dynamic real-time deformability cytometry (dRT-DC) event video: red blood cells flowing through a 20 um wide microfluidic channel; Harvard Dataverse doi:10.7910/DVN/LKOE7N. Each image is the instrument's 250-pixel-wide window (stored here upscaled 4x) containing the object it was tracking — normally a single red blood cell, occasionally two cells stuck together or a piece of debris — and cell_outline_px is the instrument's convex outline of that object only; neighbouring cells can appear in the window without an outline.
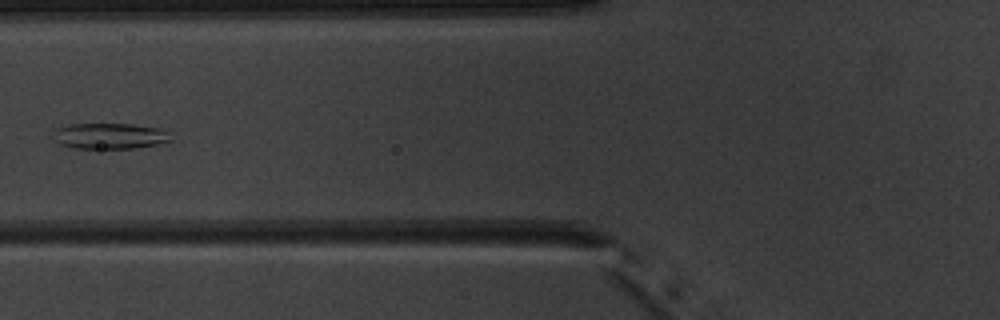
{"species": "common noctule bat (a hibernating species)", "species_latin": "Nyctalus noctula", "temperature_condition": "warm", "stored_images_in_passage": 7, "camera_frame_rate_fps": 3000, "um_per_image_px": 0.085, "animal": {"sex": "male", "body_mass_g": 20.1, "forearm_length_mm": 53.5}, "frame": {"image": 1, "passage_image": 6, "time_ms": 6.0, "image_size_px": [1000, 320], "cell_outline_px": [[172, 140], [156, 144], [136, 148], [72, 148], [60, 144], [52, 136], [56, 128], [68, 124], [132, 124], [164, 128]], "centroid_in_image_um": [9.32, 11.55], "position_along_channel_um": 116.5, "area_um2": 17.74}}